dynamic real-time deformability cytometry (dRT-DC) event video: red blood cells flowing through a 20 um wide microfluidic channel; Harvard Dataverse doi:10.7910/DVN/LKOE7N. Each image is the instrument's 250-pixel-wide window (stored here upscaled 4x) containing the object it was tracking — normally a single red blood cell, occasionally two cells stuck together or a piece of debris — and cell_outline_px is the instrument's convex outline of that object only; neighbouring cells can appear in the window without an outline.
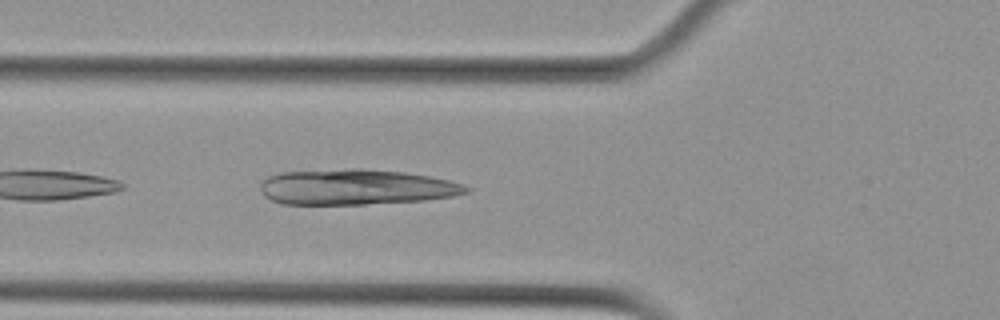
{"species": "Egyptian fruit bat (a non-hibernating species)", "species_latin": "Rousettus aegyptiacus", "temperature_condition": "cold", "stored_images_in_passage": 25, "camera_frame_rate_fps": 3000, "um_per_image_px": 0.085, "animal": {"sex": "female"}, "frame": {"image": 1, "passage_image": 4, "time_ms": 1.0, "image_size_px": [1000, 320], "cell_outline_px": [[472, 188], [468, 192], [452, 196], [424, 200], [364, 204], [280, 204], [264, 196], [260, 192], [260, 184], [268, 176], [280, 172], [352, 168], [364, 168], [404, 172], [428, 176], [448, 180], [464, 184]], "centroid_in_image_um": [30.24, 15.89], "position_along_channel_um": 95.6, "area_um2": 42.77}}
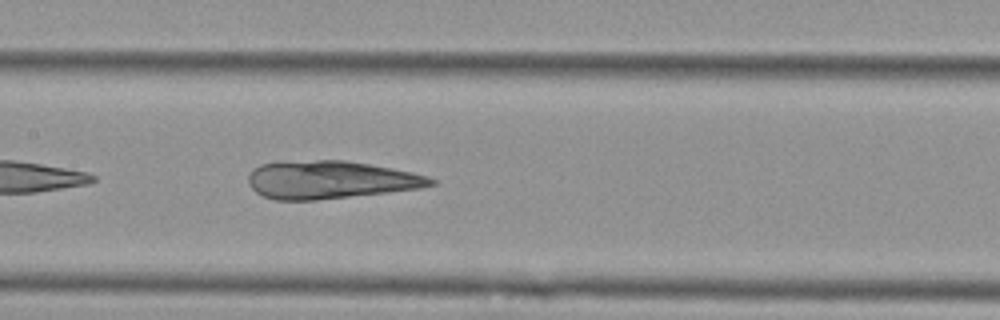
{"frame": {"image": 2, "passage_image": 11, "time_ms": 3.333, "image_size_px": [1000, 320], "cell_outline_px": [[436, 184], [420, 188], [388, 192], [316, 200], [276, 200], [264, 196], [256, 192], [248, 184], [248, 176], [260, 164], [280, 160], [344, 160], [392, 168], [412, 172], [428, 176], [436, 180]], "centroid_in_image_um": [28.05, 15.27], "position_along_channel_um": 179.3, "area_um2": 40.46}}
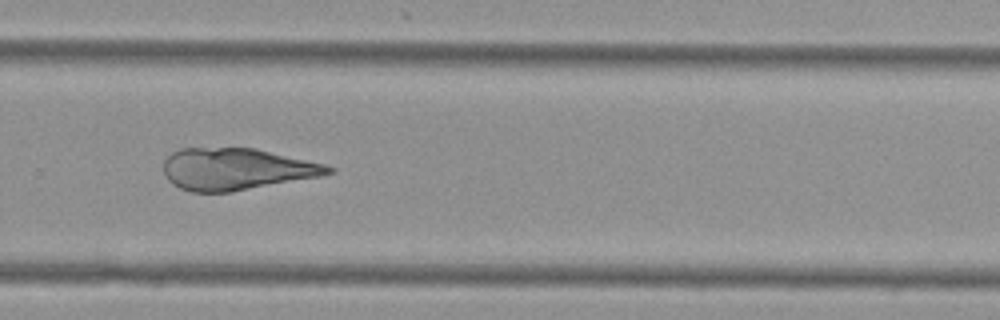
{"frame": {"image": 3, "passage_image": 22, "time_ms": 7.0, "image_size_px": [1000, 320], "cell_outline_px": [[336, 172], [320, 176], [228, 192], [192, 192], [180, 188], [172, 184], [168, 180], [164, 172], [164, 160], [172, 152], [180, 148], [256, 148], [324, 164], [336, 168]], "centroid_in_image_um": [20.07, 14.36], "position_along_channel_um": 309.7, "area_um2": 39.94}}